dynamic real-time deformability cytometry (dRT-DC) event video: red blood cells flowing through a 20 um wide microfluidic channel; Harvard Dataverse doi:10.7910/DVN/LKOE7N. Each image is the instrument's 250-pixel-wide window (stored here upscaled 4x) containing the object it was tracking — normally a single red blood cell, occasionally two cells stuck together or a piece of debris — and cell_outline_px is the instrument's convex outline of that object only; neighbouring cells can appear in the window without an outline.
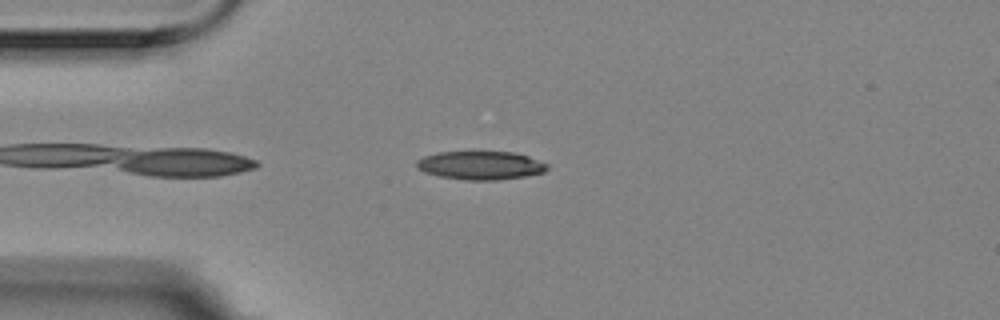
{"species": "Egyptian fruit bat (a non-hibernating species)", "species_latin": "Rousettus aegyptiacus", "temperature_condition": "room temperature", "stored_images_in_passage": 44, "camera_frame_rate_fps": 3000, "um_per_image_px": 0.085, "animal": {"sex": "female"}, "frame": {"image": 1, "passage_image": 5, "time_ms": 1.333, "image_size_px": [1000, 320], "cell_outline_px": [[548, 168], [544, 172], [524, 176], [496, 180], [464, 180], [440, 176], [424, 172], [416, 168], [416, 160], [424, 156], [440, 152], [516, 152], [528, 156], [548, 164]], "centroid_in_image_um": [40.83, 14.05], "position_along_channel_um": 44.2, "area_um2": 21.62}}
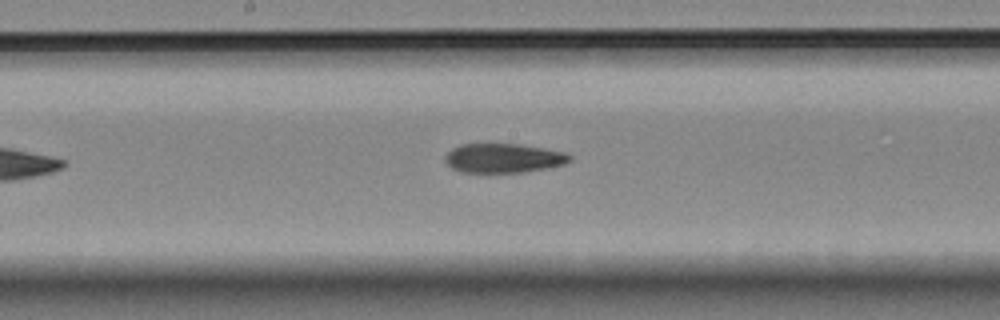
{"frame": {"image": 2, "passage_image": 20, "time_ms": 6.333, "image_size_px": [1000, 320], "cell_outline_px": [[572, 160], [564, 164], [548, 168], [520, 172], [460, 172], [452, 168], [444, 160], [444, 156], [452, 148], [460, 144], [520, 144], [568, 152], [572, 156]], "centroid_in_image_um": [42.82, 13.43], "position_along_channel_um": 205.4, "area_um2": 21.39}}
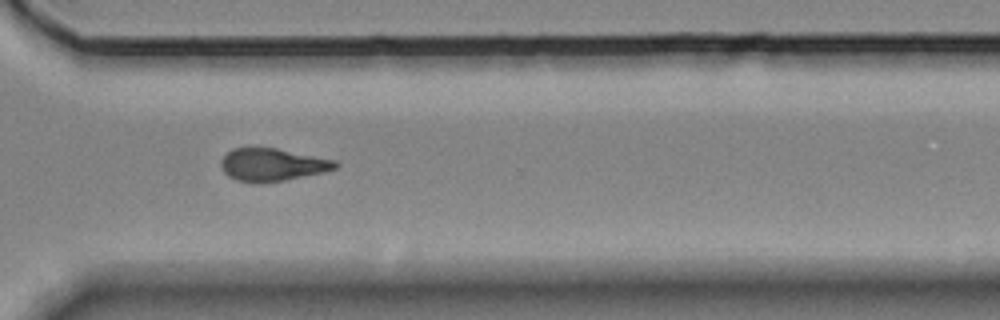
{"frame": {"image": 3, "passage_image": 32, "time_ms": 10.333, "image_size_px": [1000, 320], "cell_outline_px": [[340, 164], [336, 168], [324, 172], [284, 180], [236, 180], [228, 176], [224, 172], [220, 164], [220, 160], [232, 148], [276, 148], [336, 160]], "centroid_in_image_um": [23.18, 13.96], "position_along_channel_um": 347.4, "area_um2": 21.15}, "authors_computed_cell_mechanics": {"area_um2": 22.0796, "velocity_mm_per_s": 3.5556, "shape_relaxation_time_tau1_ms": null, "shape_relaxation_time_tau2_ms": 7.7511, "deformation_change_tau1": null, "deformation_change_tau2": 0.1754}}